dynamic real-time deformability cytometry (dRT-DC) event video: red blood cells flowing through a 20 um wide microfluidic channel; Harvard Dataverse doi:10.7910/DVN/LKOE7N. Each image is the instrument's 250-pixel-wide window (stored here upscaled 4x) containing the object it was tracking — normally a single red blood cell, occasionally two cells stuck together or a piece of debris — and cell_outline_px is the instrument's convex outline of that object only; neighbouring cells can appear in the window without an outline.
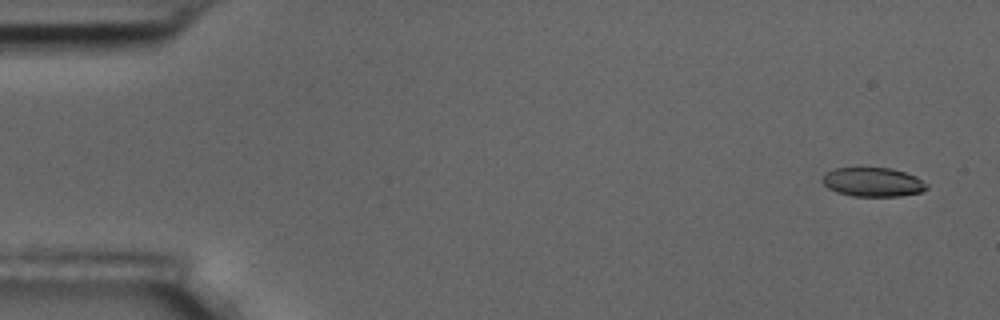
{"species": "common noctule bat (a hibernating species)", "species_latin": "Nyctalus noctula", "temperature_condition": "room temperature", "stored_images_in_passage": 9, "camera_frame_rate_fps": 3000, "um_per_image_px": 0.085, "animal": {"sex": "male", "body_mass_g": 17.5, "forearm_length_mm": 52.3}, "frame": {"image": 1, "passage_image": 1, "time_ms": 0.0, "image_size_px": [1000, 320], "cell_outline_px": [[928, 188], [920, 192], [900, 196], [852, 196], [836, 192], [828, 188], [820, 180], [828, 172], [836, 168], [892, 168], [916, 176], [928, 184]], "centroid_in_image_um": [74.21, 15.48], "position_along_channel_um": 10.8, "area_um2": 17.63}}
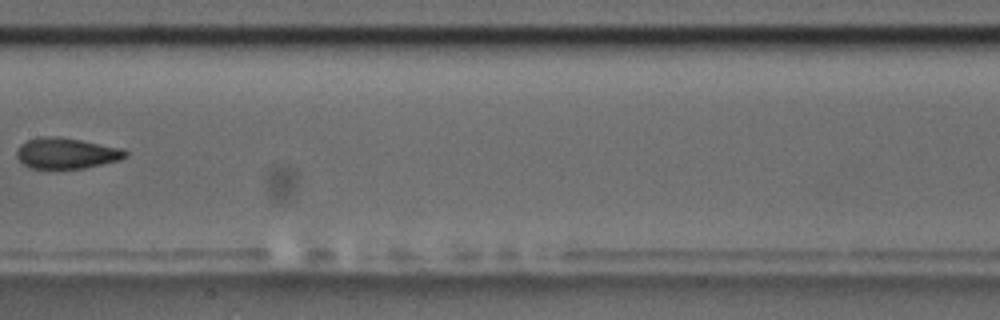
{"frame": {"image": 2, "passage_image": 8, "time_ms": 2.333, "image_size_px": [1000, 320], "cell_outline_px": [[128, 156], [120, 160], [84, 168], [28, 168], [16, 156], [16, 152], [20, 144], [28, 140], [40, 136], [56, 136], [80, 140], [124, 148], [128, 152]], "centroid_in_image_um": [5.66, 13.02], "position_along_channel_um": 201.7, "area_um2": 19.59}}
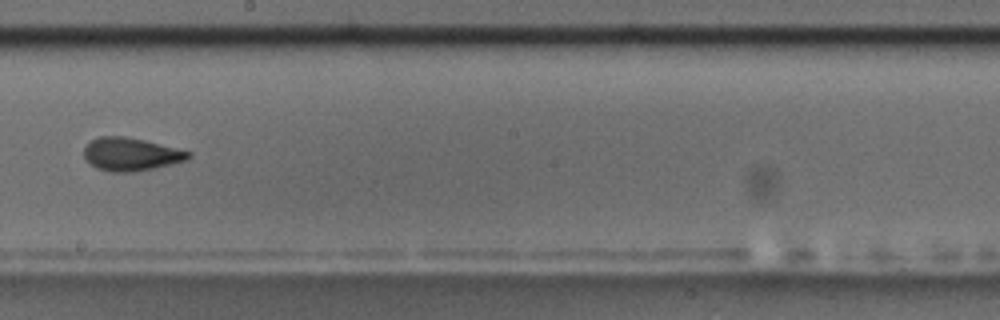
{"frame": {"image": 3, "passage_image": 9, "time_ms": 2.667, "image_size_px": [1000, 320], "cell_outline_px": [[192, 156], [188, 160], [152, 168], [132, 172], [108, 172], [96, 168], [88, 164], [84, 156], [84, 148], [92, 140], [100, 136], [124, 136], [144, 140], [192, 152]], "centroid_in_image_um": [11.11, 13.12], "position_along_channel_um": 237.1, "area_um2": 20.11}}